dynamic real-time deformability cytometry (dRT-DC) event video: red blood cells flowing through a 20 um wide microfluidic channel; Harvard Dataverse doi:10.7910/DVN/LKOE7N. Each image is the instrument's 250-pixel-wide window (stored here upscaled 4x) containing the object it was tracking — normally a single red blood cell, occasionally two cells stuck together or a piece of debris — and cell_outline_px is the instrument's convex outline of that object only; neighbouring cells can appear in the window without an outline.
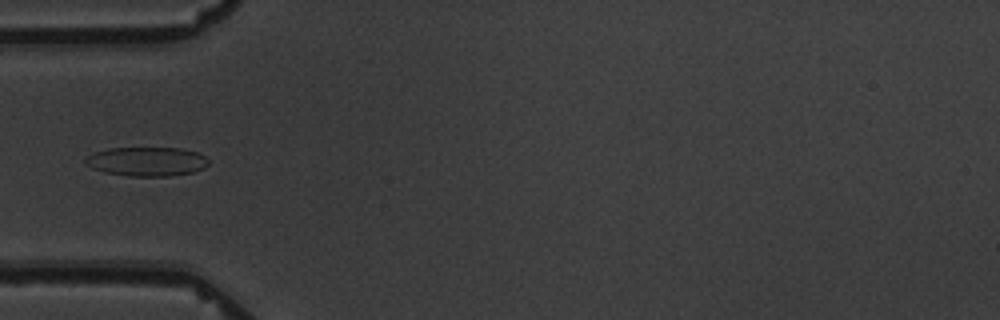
{"species": "common noctule bat (a hibernating species)", "species_latin": "Nyctalus noctula", "temperature_condition": "warm", "stored_images_in_passage": 14, "camera_frame_rate_fps": 3000, "um_per_image_px": 0.085, "animal": {"sex": "male", "body_mass_g": 19.5, "forearm_length_mm": 54.6}, "frame": {"image": 1, "passage_image": 5, "time_ms": 5.667, "image_size_px": [1000, 320], "cell_outline_px": [[208, 164], [204, 168], [192, 172], [168, 176], [128, 176], [104, 172], [92, 168], [84, 164], [84, 160], [88, 156], [96, 152], [108, 148], [180, 148], [196, 152], [204, 156], [208, 160]], "centroid_in_image_um": [12.45, 13.73], "position_along_channel_um": 72.5, "area_um2": 20.81}}
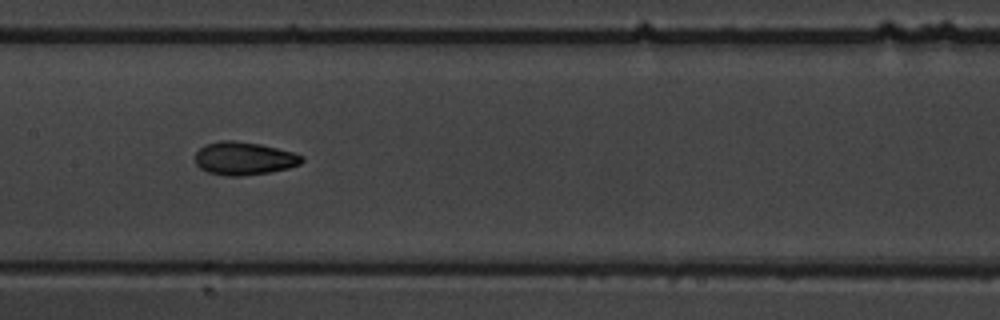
{"frame": {"image": 2, "passage_image": 8, "time_ms": 9.0, "image_size_px": [1000, 320], "cell_outline_px": [[304, 160], [300, 164], [288, 168], [268, 172], [240, 176], [228, 176], [208, 172], [200, 168], [196, 164], [196, 152], [204, 144], [220, 140], [236, 140], [260, 144], [292, 152], [304, 156]], "centroid_in_image_um": [20.73, 13.45], "position_along_channel_um": 186.7, "area_um2": 20.52}}
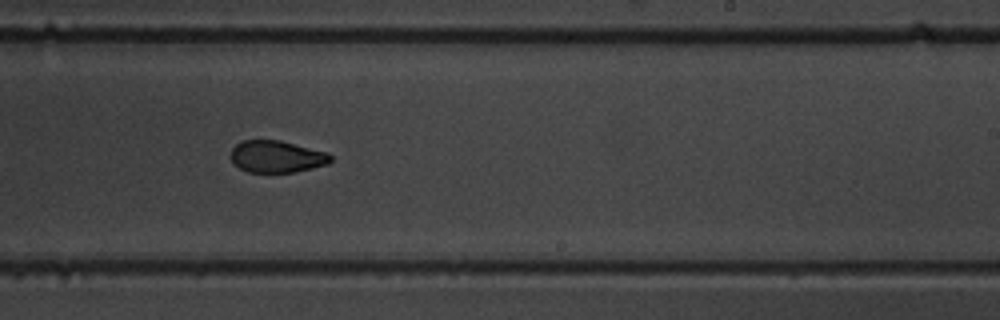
{"frame": {"image": 3, "passage_image": 10, "time_ms": 11.333, "image_size_px": [1000, 320], "cell_outline_px": [[332, 160], [328, 164], [312, 168], [292, 172], [248, 172], [240, 168], [228, 156], [232, 148], [236, 144], [244, 140], [280, 140], [328, 152], [332, 156]], "centroid_in_image_um": [23.52, 13.3], "position_along_channel_um": 265.5, "area_um2": 18.67}, "authors_computed_cell_mechanics": {"area_um2": 20.4323, "velocity_mm_per_s": 3.4112, "shape_relaxation_time_tau1_ms": 6.0937, "shape_relaxation_time_tau2_ms": 1.9294, "deformation_change_tau1": 0.1534, "deformation_change_tau2": 0.0601}}